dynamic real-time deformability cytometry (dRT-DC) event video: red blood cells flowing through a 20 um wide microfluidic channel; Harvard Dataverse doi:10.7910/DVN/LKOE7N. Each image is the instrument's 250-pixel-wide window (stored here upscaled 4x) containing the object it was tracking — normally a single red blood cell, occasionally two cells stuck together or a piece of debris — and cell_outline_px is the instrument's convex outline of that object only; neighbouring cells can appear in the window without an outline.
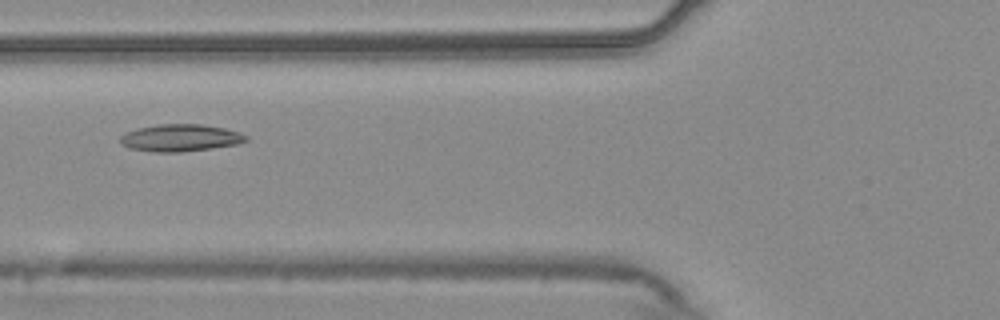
{"species": "common noctule bat (a hibernating species)", "species_latin": "Nyctalus noctula", "temperature_condition": "warm", "stored_images_in_passage": 56, "camera_frame_rate_fps": 3000, "um_per_image_px": 0.085, "animal": {"sex": "male", "body_mass_g": 20.4}, "frame": {"image": 1, "passage_image": 22, "time_ms": 7.0, "image_size_px": [1000, 320], "cell_outline_px": [[248, 140], [236, 144], [180, 152], [152, 152], [128, 148], [120, 144], [120, 136], [128, 132], [140, 128], [156, 124], [200, 124], [224, 128], [240, 132], [248, 136]], "centroid_in_image_um": [15.31, 11.72], "position_along_channel_um": 110.5, "area_um2": 19.77}}
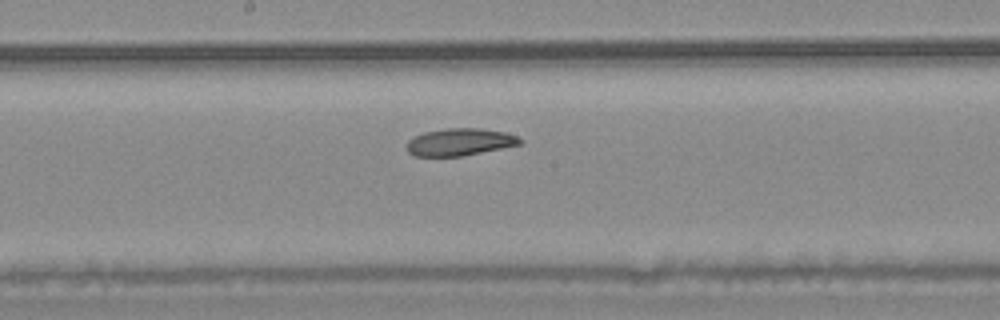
{"frame": {"image": 2, "passage_image": 30, "time_ms": 9.667, "image_size_px": [1000, 320], "cell_outline_px": [[524, 140], [520, 144], [464, 156], [416, 156], [408, 152], [408, 140], [412, 136], [424, 132], [444, 128], [480, 128], [504, 132], [516, 136]], "centroid_in_image_um": [39.06, 12.06], "position_along_channel_um": 209.1, "area_um2": 17.98}}
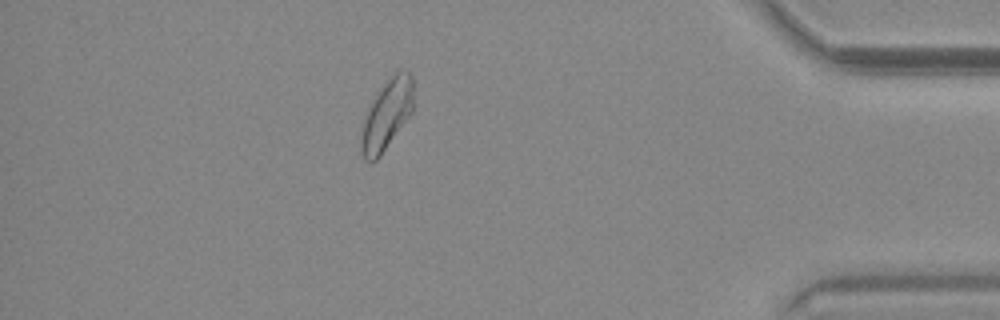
{"frame": {"image": 3, "passage_image": 49, "time_ms": 16.0, "image_size_px": [1000, 320], "cell_outline_px": [[412, 112], [380, 156], [376, 160], [364, 160], [360, 152], [360, 140], [364, 120], [372, 100], [384, 84], [400, 68], [408, 72], [412, 76]], "centroid_in_image_um": [32.86, 9.77], "position_along_channel_um": 402.3, "area_um2": 20.87}, "authors_computed_cell_mechanics": {"area_um2": 20.519, "velocity_mm_per_s": 3.7038, "shape_relaxation_time_tau1_ms": 7.5173, "shape_relaxation_time_tau2_ms": null, "deformation_change_tau1": 0.1479, "deformation_change_tau2": null}}